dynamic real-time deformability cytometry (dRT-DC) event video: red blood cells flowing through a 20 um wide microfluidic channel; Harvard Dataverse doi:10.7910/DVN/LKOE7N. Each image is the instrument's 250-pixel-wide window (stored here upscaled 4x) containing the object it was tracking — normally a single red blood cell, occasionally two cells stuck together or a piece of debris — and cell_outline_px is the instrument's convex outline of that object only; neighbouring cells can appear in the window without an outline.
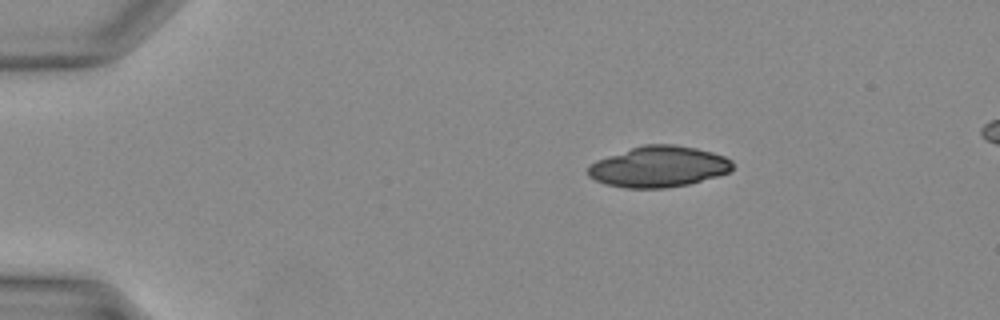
{"species": "Egyptian fruit bat (a non-hibernating species)", "species_latin": "Rousettus aegyptiacus", "temperature_condition": "warm", "stored_images_in_passage": 9, "camera_frame_rate_fps": 3000, "um_per_image_px": 0.085, "animal": {"sex": "female"}, "frame": {"image": 1, "passage_image": 1, "time_ms": 0.0, "image_size_px": [1000, 320], "cell_outline_px": [[732, 168], [728, 172], [716, 176], [688, 184], [664, 188], [624, 188], [604, 184], [588, 176], [588, 168], [596, 160], [644, 144], [672, 144], [696, 148], [712, 152], [724, 156], [732, 160]], "centroid_in_image_um": [55.97, 14.17], "position_along_channel_um": 29.0, "area_um2": 34.22}}